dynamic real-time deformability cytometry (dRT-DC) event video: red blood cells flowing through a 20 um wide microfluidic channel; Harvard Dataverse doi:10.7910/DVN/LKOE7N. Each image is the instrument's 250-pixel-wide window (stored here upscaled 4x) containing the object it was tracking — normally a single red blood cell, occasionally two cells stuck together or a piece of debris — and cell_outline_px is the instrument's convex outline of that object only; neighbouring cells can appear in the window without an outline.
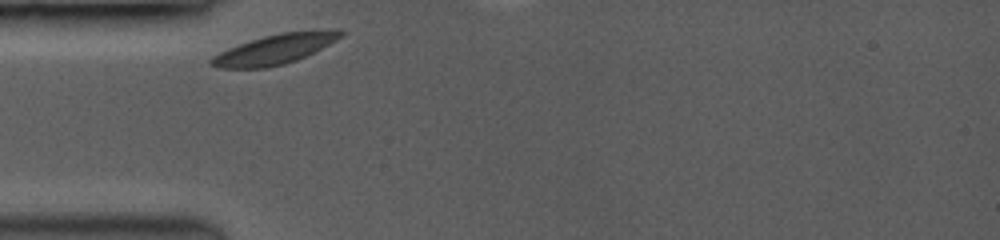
{"species": "common noctule bat (a hibernating species)", "species_latin": "Nyctalus noctula", "temperature_condition": "room temperature", "stored_images_in_passage": 8, "camera_frame_rate_fps": 3500, "um_per_image_px": 0.085, "animal": {"sex": "female", "body_mass_g": 19.0, "forearm_length_mm": 53.3}, "frame": {"image": 1, "passage_image": 1, "time_ms": 0.0, "image_size_px": [1000, 240], "cell_outline_px": [[348, 32], [344, 36], [296, 60], [284, 64], [264, 68], [216, 68], [208, 64], [208, 60], [212, 56], [228, 48], [264, 36], [280, 32], [340, 28]], "centroid_in_image_um": [23.39, 4.16], "position_along_channel_um": 61.6, "area_um2": 22.66}}
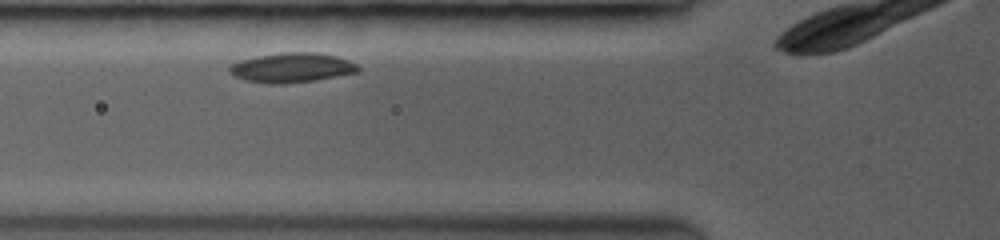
{"frame": {"image": 2, "passage_image": 5, "time_ms": 1.143, "image_size_px": [1000, 240], "cell_outline_px": [[360, 72], [316, 80], [280, 84], [272, 84], [248, 80], [236, 76], [228, 68], [232, 64], [240, 60], [256, 56], [280, 52], [316, 52], [336, 56], [348, 60], [356, 64], [360, 68]], "centroid_in_image_um": [24.85, 5.74], "position_along_channel_um": 100.9, "area_um2": 22.08}}
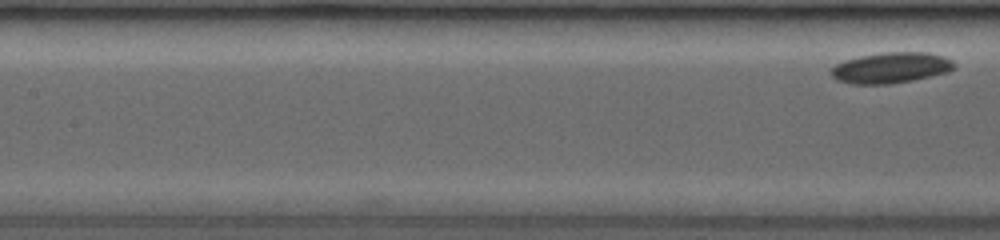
{"frame": {"image": 3, "passage_image": 8, "time_ms": 2.0, "image_size_px": [1000, 240], "cell_outline_px": [[956, 68], [948, 72], [912, 80], [888, 84], [852, 84], [836, 80], [828, 72], [836, 64], [844, 60], [860, 56], [884, 52], [928, 52], [944, 56], [952, 60], [956, 64]], "centroid_in_image_um": [75.73, 5.75], "position_along_channel_um": 131.7, "area_um2": 22.25}}